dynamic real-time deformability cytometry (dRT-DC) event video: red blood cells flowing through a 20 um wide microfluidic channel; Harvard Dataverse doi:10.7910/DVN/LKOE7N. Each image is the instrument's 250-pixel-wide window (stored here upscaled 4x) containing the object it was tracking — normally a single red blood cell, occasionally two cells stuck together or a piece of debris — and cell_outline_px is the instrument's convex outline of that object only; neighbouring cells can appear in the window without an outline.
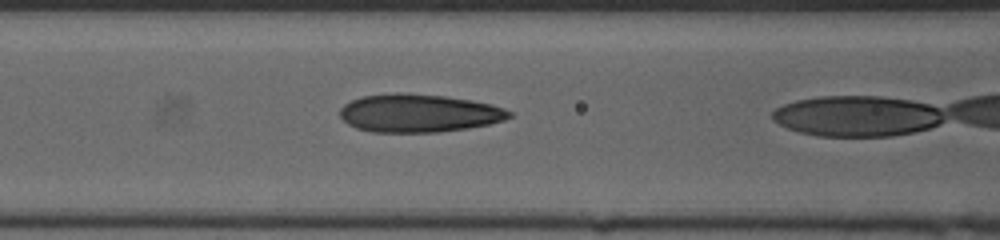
{"species": "human", "species_latin": "Homo sapiens", "temperature_condition": "cold", "stored_images_in_passage": 7, "camera_frame_rate_fps": 3000, "um_per_image_px": 0.085, "donor": {"sex": "female"}, "frame": {"image": 1, "passage_image": 4, "time_ms": 1.0, "image_size_px": [1000, 240], "cell_outline_px": [[512, 116], [504, 120], [488, 124], [468, 128], [436, 132], [372, 132], [356, 128], [348, 124], [340, 116], [340, 108], [344, 104], [352, 100], [364, 96], [396, 92], [408, 92], [444, 96], [472, 100], [492, 104], [504, 108], [512, 112]], "centroid_in_image_um": [35.6, 9.61], "position_along_channel_um": 131.0, "area_um2": 37.74}}